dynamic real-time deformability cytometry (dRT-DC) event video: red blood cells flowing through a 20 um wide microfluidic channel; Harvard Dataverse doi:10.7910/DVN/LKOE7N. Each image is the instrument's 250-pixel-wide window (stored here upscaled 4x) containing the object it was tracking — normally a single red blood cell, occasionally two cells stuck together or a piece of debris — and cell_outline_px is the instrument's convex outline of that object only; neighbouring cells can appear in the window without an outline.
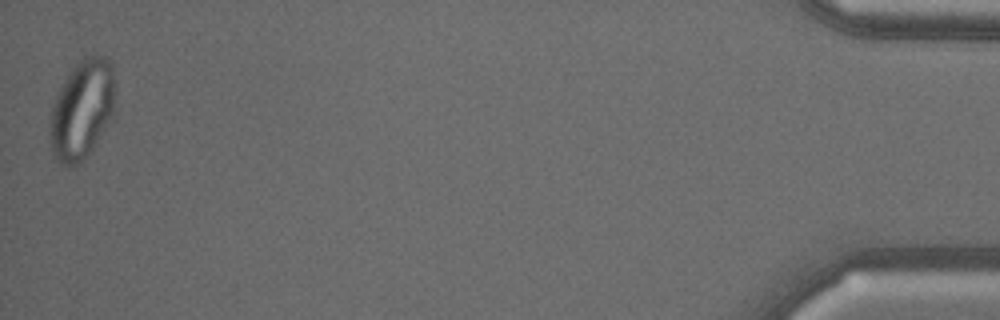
{"species": "common noctule bat (a hibernating species)", "species_latin": "Nyctalus noctula", "temperature_condition": "warm", "stored_images_in_passage": 55, "camera_frame_rate_fps": 3000, "um_per_image_px": 0.085, "animal": {"sex": "male", "body_mass_g": 18.8}, "frame": {"image": 1, "passage_image": 55, "time_ms": 18.0, "image_size_px": [1000, 320], "cell_outline_px": [[116, 112], [96, 144], [84, 160], [72, 168], [60, 164], [52, 156], [48, 120], [52, 104], [64, 80], [72, 68], [80, 60], [96, 52], [108, 56], [112, 60], [116, 84]], "centroid_in_image_um": [7.01, 9.29], "position_along_channel_um": 428.2, "area_um2": 39.42}}